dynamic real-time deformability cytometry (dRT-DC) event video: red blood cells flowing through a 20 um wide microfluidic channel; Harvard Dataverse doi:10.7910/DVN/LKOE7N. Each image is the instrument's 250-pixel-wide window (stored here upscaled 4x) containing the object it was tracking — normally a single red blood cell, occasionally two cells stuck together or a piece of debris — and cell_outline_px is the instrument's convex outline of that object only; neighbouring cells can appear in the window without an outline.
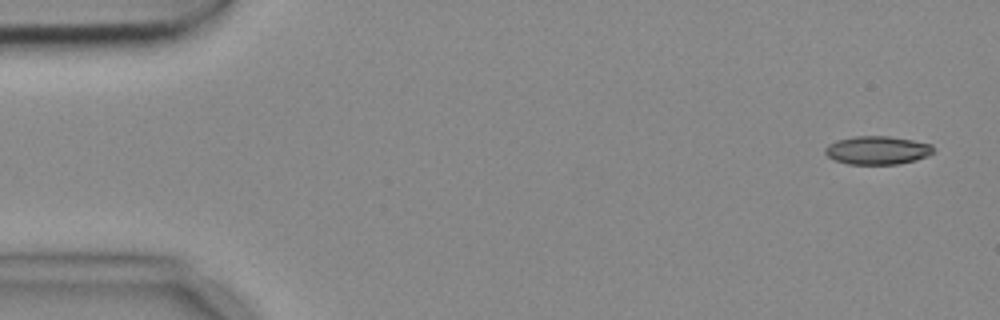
{"species": "common noctule bat (a hibernating species)", "species_latin": "Nyctalus noctula", "temperature_condition": "cold", "stored_images_in_passage": 8, "camera_frame_rate_fps": 3000, "um_per_image_px": 0.085, "animal": {"sex": "female", "body_mass_g": 18.4}, "frame": {"image": 1, "passage_image": 1, "time_ms": 0.0, "image_size_px": [1000, 320], "cell_outline_px": [[932, 152], [928, 156], [916, 160], [900, 164], [848, 164], [836, 160], [828, 156], [824, 152], [824, 148], [828, 144], [836, 140], [856, 136], [888, 136], [912, 140], [932, 144]], "centroid_in_image_um": [74.56, 12.77], "position_along_channel_um": 10.4, "area_um2": 17.86}}
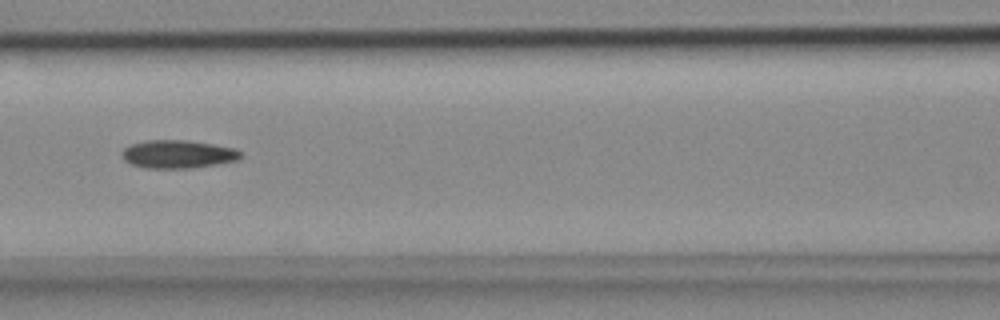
{"frame": {"image": 2, "passage_image": 6, "time_ms": 1.667, "image_size_px": [1000, 320], "cell_outline_px": [[244, 156], [236, 160], [216, 164], [192, 168], [144, 168], [128, 164], [120, 156], [120, 152], [124, 148], [132, 144], [148, 140], [188, 140], [236, 148]], "centroid_in_image_um": [15.08, 13.11], "position_along_channel_um": 151.5, "area_um2": 19.65}}
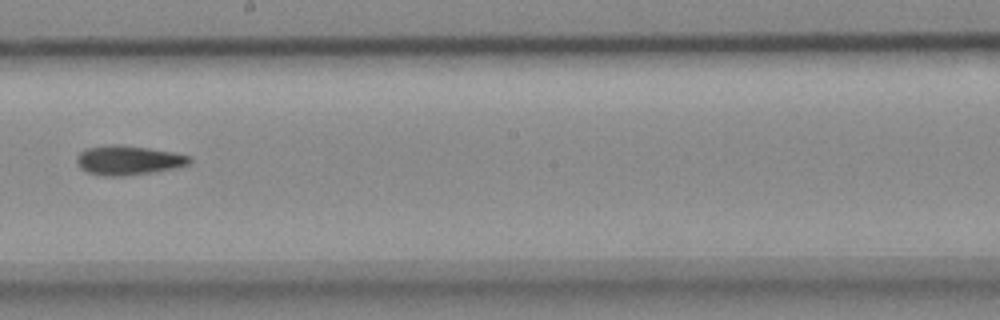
{"frame": {"image": 3, "passage_image": 8, "time_ms": 2.333, "image_size_px": [1000, 320], "cell_outline_px": [[192, 160], [188, 164], [180, 168], [156, 172], [124, 176], [104, 176], [88, 172], [80, 168], [76, 160], [76, 156], [84, 148], [104, 144], [120, 144], [148, 148], [172, 152], [192, 156]], "centroid_in_image_um": [10.92, 13.61], "position_along_channel_um": 237.3, "area_um2": 19.77}}